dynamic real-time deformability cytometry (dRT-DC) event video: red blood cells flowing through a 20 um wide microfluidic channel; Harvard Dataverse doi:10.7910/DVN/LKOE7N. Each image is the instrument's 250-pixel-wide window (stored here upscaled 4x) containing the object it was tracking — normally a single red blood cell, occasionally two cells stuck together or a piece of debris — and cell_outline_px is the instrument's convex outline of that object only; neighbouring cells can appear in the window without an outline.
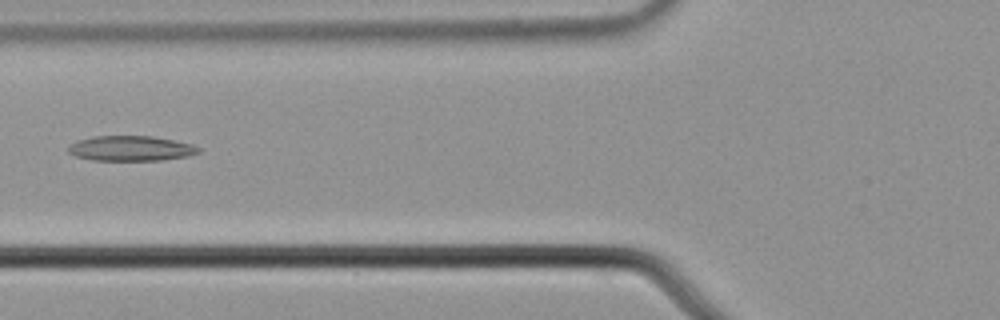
{"species": "common noctule bat (a hibernating species)", "species_latin": "Nyctalus noctula", "temperature_condition": "cold", "stored_images_in_passage": 6, "camera_frame_rate_fps": 3000, "um_per_image_px": 0.085, "animal": {"sex": "male", "body_mass_g": 21.5, "forearm_length_mm": 52.0}, "frame": {"image": 1, "passage_image": 6, "time_ms": 1.667, "image_size_px": [1000, 320], "cell_outline_px": [[200, 152], [188, 156], [160, 160], [92, 160], [76, 156], [68, 152], [68, 144], [76, 140], [92, 136], [152, 136], [176, 140], [192, 144], [200, 148]], "centroid_in_image_um": [11.1, 12.6], "position_along_channel_um": 114.7, "area_um2": 19.19}}